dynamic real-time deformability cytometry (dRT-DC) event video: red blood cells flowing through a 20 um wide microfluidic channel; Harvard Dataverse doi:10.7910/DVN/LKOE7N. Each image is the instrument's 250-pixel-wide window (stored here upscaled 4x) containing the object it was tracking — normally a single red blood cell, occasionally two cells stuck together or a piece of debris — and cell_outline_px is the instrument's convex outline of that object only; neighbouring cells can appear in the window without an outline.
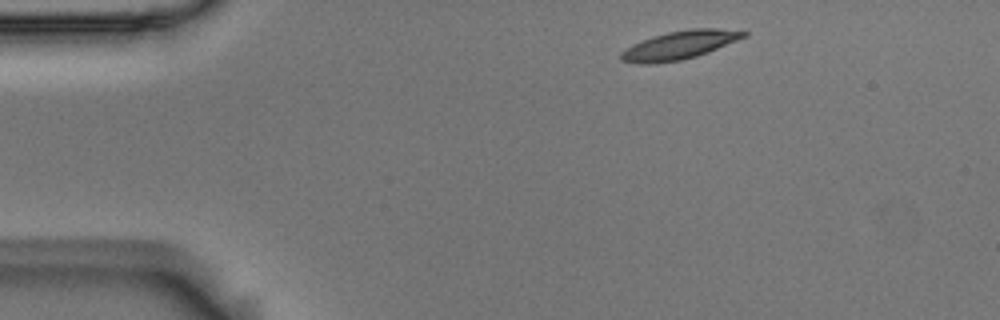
{"species": "Egyptian fruit bat (a non-hibernating species)", "species_latin": "Rousettus aegyptiacus", "temperature_condition": "room temperature", "stored_images_in_passage": 3, "camera_frame_rate_fps": 3000, "um_per_image_px": 0.085, "animal": {"sex": "male"}, "frame": {"image": 1, "passage_image": 1, "time_ms": 0.0, "image_size_px": [1000, 320], "cell_outline_px": [[748, 32], [744, 36], [736, 40], [708, 52], [696, 56], [680, 60], [648, 64], [644, 64], [620, 60], [620, 52], [632, 44], [652, 36], [668, 32], [688, 28], [716, 28]], "centroid_in_image_um": [57.7, 3.83], "position_along_channel_um": 27.3, "area_um2": 20.0}}